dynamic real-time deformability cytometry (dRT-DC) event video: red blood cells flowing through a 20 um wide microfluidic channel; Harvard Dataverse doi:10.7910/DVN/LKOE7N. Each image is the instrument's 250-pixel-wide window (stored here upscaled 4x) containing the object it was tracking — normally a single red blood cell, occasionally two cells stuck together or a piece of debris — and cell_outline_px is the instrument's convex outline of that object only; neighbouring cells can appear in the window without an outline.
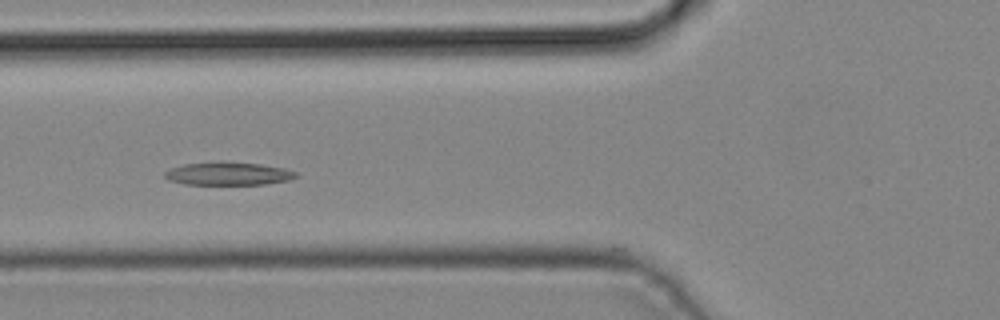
{"species": "common noctule bat (a hibernating species)", "species_latin": "Nyctalus noctula", "temperature_condition": "cold", "stored_images_in_passage": 34, "camera_frame_rate_fps": 3000, "um_per_image_px": 0.085, "animal": {"sex": "male", "body_mass_g": 19.2, "forearm_length_mm": 51.8}, "frame": {"image": 1, "passage_image": 7, "time_ms": 2.0, "image_size_px": [1000, 320], "cell_outline_px": [[300, 176], [288, 180], [264, 184], [184, 184], [168, 180], [164, 176], [164, 172], [172, 168], [184, 164], [212, 160], [220, 160], [260, 164], [284, 168], [296, 172]], "centroid_in_image_um": [19.38, 14.73], "position_along_channel_um": 106.4, "area_um2": 17.92}}
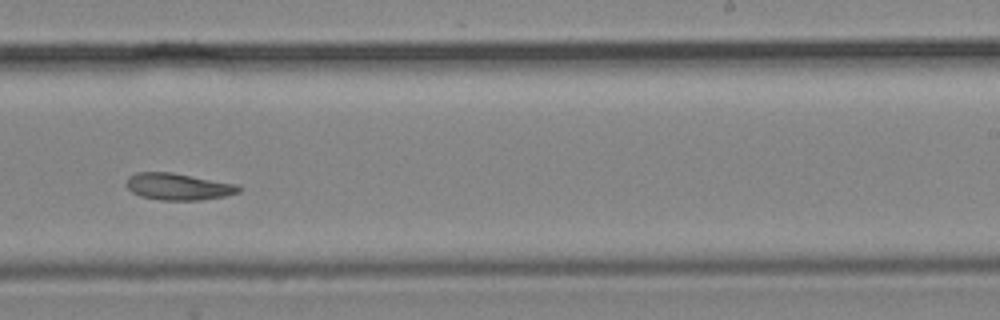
{"frame": {"image": 2, "passage_image": 18, "time_ms": 5.667, "image_size_px": [1000, 320], "cell_outline_px": [[240, 192], [224, 196], [200, 200], [160, 200], [140, 196], [132, 192], [124, 184], [128, 176], [136, 172], [172, 172], [240, 184]], "centroid_in_image_um": [15.14, 15.85], "position_along_channel_um": 273.9, "area_um2": 17.8}}
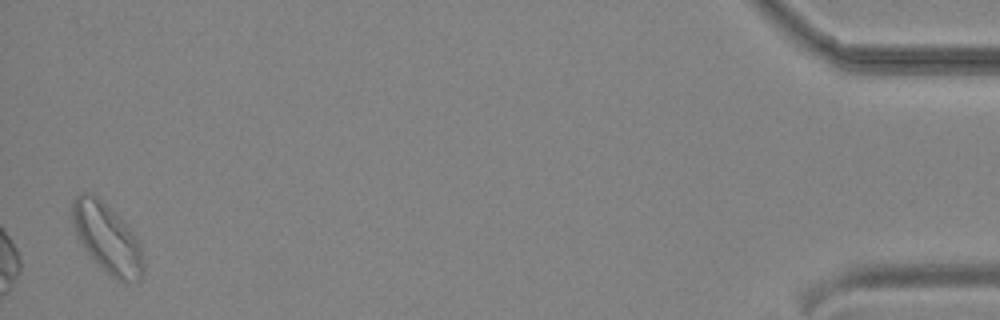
{"frame": {"image": 3, "passage_image": 34, "time_ms": 11.0, "image_size_px": [1000, 320], "cell_outline_px": [[144, 276], [136, 284], [124, 284], [116, 280], [84, 248], [76, 232], [72, 220], [72, 200], [80, 192], [92, 192], [128, 228], [140, 244], [144, 264]], "centroid_in_image_um": [9.14, 20.31], "position_along_channel_um": 426.1, "area_um2": 28.15}}